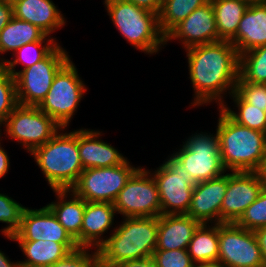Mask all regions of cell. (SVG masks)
<instances>
[{"instance_id":"1","label":"cell","mask_w":266,"mask_h":267,"mask_svg":"<svg viewBox=\"0 0 266 267\" xmlns=\"http://www.w3.org/2000/svg\"><path fill=\"white\" fill-rule=\"evenodd\" d=\"M190 80L194 89L193 106L217 101L224 105L223 95H232L239 78V55L235 46L226 40L196 45L185 49Z\"/></svg>"},{"instance_id":"2","label":"cell","mask_w":266,"mask_h":267,"mask_svg":"<svg viewBox=\"0 0 266 267\" xmlns=\"http://www.w3.org/2000/svg\"><path fill=\"white\" fill-rule=\"evenodd\" d=\"M217 135L221 161L231 172H259L266 158V133L235 122L219 107Z\"/></svg>"},{"instance_id":"3","label":"cell","mask_w":266,"mask_h":267,"mask_svg":"<svg viewBox=\"0 0 266 267\" xmlns=\"http://www.w3.org/2000/svg\"><path fill=\"white\" fill-rule=\"evenodd\" d=\"M158 217H125L97 249L100 266L152 257L157 246Z\"/></svg>"},{"instance_id":"4","label":"cell","mask_w":266,"mask_h":267,"mask_svg":"<svg viewBox=\"0 0 266 267\" xmlns=\"http://www.w3.org/2000/svg\"><path fill=\"white\" fill-rule=\"evenodd\" d=\"M31 155L53 190H70L84 170L78 150V130L57 132Z\"/></svg>"},{"instance_id":"5","label":"cell","mask_w":266,"mask_h":267,"mask_svg":"<svg viewBox=\"0 0 266 267\" xmlns=\"http://www.w3.org/2000/svg\"><path fill=\"white\" fill-rule=\"evenodd\" d=\"M104 4L115 27L135 49L156 54L166 44L158 14L126 0H104Z\"/></svg>"},{"instance_id":"6","label":"cell","mask_w":266,"mask_h":267,"mask_svg":"<svg viewBox=\"0 0 266 267\" xmlns=\"http://www.w3.org/2000/svg\"><path fill=\"white\" fill-rule=\"evenodd\" d=\"M71 59L57 72L42 102L37 106L61 128H66L87 88Z\"/></svg>"},{"instance_id":"7","label":"cell","mask_w":266,"mask_h":267,"mask_svg":"<svg viewBox=\"0 0 266 267\" xmlns=\"http://www.w3.org/2000/svg\"><path fill=\"white\" fill-rule=\"evenodd\" d=\"M183 144L182 148L172 156L186 168L196 183L225 174L217 132L215 135L195 133Z\"/></svg>"},{"instance_id":"8","label":"cell","mask_w":266,"mask_h":267,"mask_svg":"<svg viewBox=\"0 0 266 267\" xmlns=\"http://www.w3.org/2000/svg\"><path fill=\"white\" fill-rule=\"evenodd\" d=\"M59 44L41 61L16 72L19 105L38 106L49 92L57 72L70 60Z\"/></svg>"},{"instance_id":"9","label":"cell","mask_w":266,"mask_h":267,"mask_svg":"<svg viewBox=\"0 0 266 267\" xmlns=\"http://www.w3.org/2000/svg\"><path fill=\"white\" fill-rule=\"evenodd\" d=\"M138 169L131 166L128 160L113 167L84 169L70 190L86 202L114 203L121 189Z\"/></svg>"},{"instance_id":"10","label":"cell","mask_w":266,"mask_h":267,"mask_svg":"<svg viewBox=\"0 0 266 267\" xmlns=\"http://www.w3.org/2000/svg\"><path fill=\"white\" fill-rule=\"evenodd\" d=\"M158 187L161 214H187L197 184L173 156L151 173Z\"/></svg>"},{"instance_id":"11","label":"cell","mask_w":266,"mask_h":267,"mask_svg":"<svg viewBox=\"0 0 266 267\" xmlns=\"http://www.w3.org/2000/svg\"><path fill=\"white\" fill-rule=\"evenodd\" d=\"M6 134L23 145L27 152L44 145L59 130L64 131L37 106L18 105L4 121Z\"/></svg>"},{"instance_id":"12","label":"cell","mask_w":266,"mask_h":267,"mask_svg":"<svg viewBox=\"0 0 266 267\" xmlns=\"http://www.w3.org/2000/svg\"><path fill=\"white\" fill-rule=\"evenodd\" d=\"M124 217H159L161 202L151 171L139 168L127 181L113 203Z\"/></svg>"},{"instance_id":"13","label":"cell","mask_w":266,"mask_h":267,"mask_svg":"<svg viewBox=\"0 0 266 267\" xmlns=\"http://www.w3.org/2000/svg\"><path fill=\"white\" fill-rule=\"evenodd\" d=\"M218 261L226 267H262L261 248L254 231L236 223H219Z\"/></svg>"},{"instance_id":"14","label":"cell","mask_w":266,"mask_h":267,"mask_svg":"<svg viewBox=\"0 0 266 267\" xmlns=\"http://www.w3.org/2000/svg\"><path fill=\"white\" fill-rule=\"evenodd\" d=\"M264 184L259 172L227 173V191L221 205V223H236L259 196Z\"/></svg>"},{"instance_id":"15","label":"cell","mask_w":266,"mask_h":267,"mask_svg":"<svg viewBox=\"0 0 266 267\" xmlns=\"http://www.w3.org/2000/svg\"><path fill=\"white\" fill-rule=\"evenodd\" d=\"M8 239L12 241L51 240L56 243H76L47 205L40 209L25 207L20 228Z\"/></svg>"},{"instance_id":"16","label":"cell","mask_w":266,"mask_h":267,"mask_svg":"<svg viewBox=\"0 0 266 267\" xmlns=\"http://www.w3.org/2000/svg\"><path fill=\"white\" fill-rule=\"evenodd\" d=\"M166 44L169 40L180 39L187 49L196 45L218 41L215 14L212 3L209 0L206 4L195 9L186 19L178 24L166 37Z\"/></svg>"},{"instance_id":"17","label":"cell","mask_w":266,"mask_h":267,"mask_svg":"<svg viewBox=\"0 0 266 267\" xmlns=\"http://www.w3.org/2000/svg\"><path fill=\"white\" fill-rule=\"evenodd\" d=\"M227 191V174L198 182L193 189L192 199L186 215L201 224L221 223V205Z\"/></svg>"},{"instance_id":"18","label":"cell","mask_w":266,"mask_h":267,"mask_svg":"<svg viewBox=\"0 0 266 267\" xmlns=\"http://www.w3.org/2000/svg\"><path fill=\"white\" fill-rule=\"evenodd\" d=\"M238 55L266 45V0L251 2L239 23L237 34L230 40Z\"/></svg>"},{"instance_id":"19","label":"cell","mask_w":266,"mask_h":267,"mask_svg":"<svg viewBox=\"0 0 266 267\" xmlns=\"http://www.w3.org/2000/svg\"><path fill=\"white\" fill-rule=\"evenodd\" d=\"M100 135V131L78 130V150L83 169L113 167L127 160L111 144L99 140Z\"/></svg>"},{"instance_id":"20","label":"cell","mask_w":266,"mask_h":267,"mask_svg":"<svg viewBox=\"0 0 266 267\" xmlns=\"http://www.w3.org/2000/svg\"><path fill=\"white\" fill-rule=\"evenodd\" d=\"M200 222L186 214H161L158 217L155 250L187 249Z\"/></svg>"},{"instance_id":"21","label":"cell","mask_w":266,"mask_h":267,"mask_svg":"<svg viewBox=\"0 0 266 267\" xmlns=\"http://www.w3.org/2000/svg\"><path fill=\"white\" fill-rule=\"evenodd\" d=\"M116 209L110 202H86L80 232V247L98 249L104 242L101 235L114 224Z\"/></svg>"},{"instance_id":"22","label":"cell","mask_w":266,"mask_h":267,"mask_svg":"<svg viewBox=\"0 0 266 267\" xmlns=\"http://www.w3.org/2000/svg\"><path fill=\"white\" fill-rule=\"evenodd\" d=\"M12 5L14 17L37 26L46 35L66 23L52 0H16Z\"/></svg>"},{"instance_id":"23","label":"cell","mask_w":266,"mask_h":267,"mask_svg":"<svg viewBox=\"0 0 266 267\" xmlns=\"http://www.w3.org/2000/svg\"><path fill=\"white\" fill-rule=\"evenodd\" d=\"M53 191L55 192L58 201L49 203L47 206L52 210L60 224L66 229L80 247V232L83 224L85 200L78 197L71 190ZM68 193L71 195L70 198L72 199L67 200Z\"/></svg>"},{"instance_id":"24","label":"cell","mask_w":266,"mask_h":267,"mask_svg":"<svg viewBox=\"0 0 266 267\" xmlns=\"http://www.w3.org/2000/svg\"><path fill=\"white\" fill-rule=\"evenodd\" d=\"M24 255V261H18L20 267H47L77 249V243H56L51 240L17 241Z\"/></svg>"},{"instance_id":"25","label":"cell","mask_w":266,"mask_h":267,"mask_svg":"<svg viewBox=\"0 0 266 267\" xmlns=\"http://www.w3.org/2000/svg\"><path fill=\"white\" fill-rule=\"evenodd\" d=\"M215 14L218 41H230L251 2L247 0H210Z\"/></svg>"},{"instance_id":"26","label":"cell","mask_w":266,"mask_h":267,"mask_svg":"<svg viewBox=\"0 0 266 267\" xmlns=\"http://www.w3.org/2000/svg\"><path fill=\"white\" fill-rule=\"evenodd\" d=\"M213 225L201 224L189 242L187 250L194 264L218 261L219 224Z\"/></svg>"},{"instance_id":"27","label":"cell","mask_w":266,"mask_h":267,"mask_svg":"<svg viewBox=\"0 0 266 267\" xmlns=\"http://www.w3.org/2000/svg\"><path fill=\"white\" fill-rule=\"evenodd\" d=\"M45 35L37 26L13 16L0 32V53L15 52L23 45L40 41Z\"/></svg>"},{"instance_id":"28","label":"cell","mask_w":266,"mask_h":267,"mask_svg":"<svg viewBox=\"0 0 266 267\" xmlns=\"http://www.w3.org/2000/svg\"><path fill=\"white\" fill-rule=\"evenodd\" d=\"M47 37L50 36L45 35L40 41L23 45L14 52L13 57L16 56L15 59L5 60L4 58H1L0 64H2L5 69L15 77L17 72L15 68L18 63L23 64V69L29 68L44 59L58 45L55 38ZM42 43H44L43 46Z\"/></svg>"},{"instance_id":"29","label":"cell","mask_w":266,"mask_h":267,"mask_svg":"<svg viewBox=\"0 0 266 267\" xmlns=\"http://www.w3.org/2000/svg\"><path fill=\"white\" fill-rule=\"evenodd\" d=\"M209 0H163L158 15L159 27L166 37L178 24L186 19L195 9Z\"/></svg>"},{"instance_id":"30","label":"cell","mask_w":266,"mask_h":267,"mask_svg":"<svg viewBox=\"0 0 266 267\" xmlns=\"http://www.w3.org/2000/svg\"><path fill=\"white\" fill-rule=\"evenodd\" d=\"M238 80L266 83V45L251 49L239 56Z\"/></svg>"},{"instance_id":"31","label":"cell","mask_w":266,"mask_h":267,"mask_svg":"<svg viewBox=\"0 0 266 267\" xmlns=\"http://www.w3.org/2000/svg\"><path fill=\"white\" fill-rule=\"evenodd\" d=\"M231 96L239 112H234L225 104L221 108L238 124L266 133V112L248 104L236 91Z\"/></svg>"},{"instance_id":"32","label":"cell","mask_w":266,"mask_h":267,"mask_svg":"<svg viewBox=\"0 0 266 267\" xmlns=\"http://www.w3.org/2000/svg\"><path fill=\"white\" fill-rule=\"evenodd\" d=\"M18 105L15 77L0 64V119L5 121Z\"/></svg>"},{"instance_id":"33","label":"cell","mask_w":266,"mask_h":267,"mask_svg":"<svg viewBox=\"0 0 266 267\" xmlns=\"http://www.w3.org/2000/svg\"><path fill=\"white\" fill-rule=\"evenodd\" d=\"M24 206L13 200L8 195L0 193V222L8 225L2 229L5 237H12L21 225V217Z\"/></svg>"},{"instance_id":"34","label":"cell","mask_w":266,"mask_h":267,"mask_svg":"<svg viewBox=\"0 0 266 267\" xmlns=\"http://www.w3.org/2000/svg\"><path fill=\"white\" fill-rule=\"evenodd\" d=\"M236 224L249 231L266 227V187L264 186L257 199L244 211Z\"/></svg>"},{"instance_id":"35","label":"cell","mask_w":266,"mask_h":267,"mask_svg":"<svg viewBox=\"0 0 266 267\" xmlns=\"http://www.w3.org/2000/svg\"><path fill=\"white\" fill-rule=\"evenodd\" d=\"M89 247H78L70 251L65 257L47 267H99L100 260L98 250L89 252Z\"/></svg>"},{"instance_id":"36","label":"cell","mask_w":266,"mask_h":267,"mask_svg":"<svg viewBox=\"0 0 266 267\" xmlns=\"http://www.w3.org/2000/svg\"><path fill=\"white\" fill-rule=\"evenodd\" d=\"M152 259L156 267H193L187 249L155 250Z\"/></svg>"},{"instance_id":"37","label":"cell","mask_w":266,"mask_h":267,"mask_svg":"<svg viewBox=\"0 0 266 267\" xmlns=\"http://www.w3.org/2000/svg\"><path fill=\"white\" fill-rule=\"evenodd\" d=\"M235 91L248 104L266 112V83H249L238 80Z\"/></svg>"},{"instance_id":"38","label":"cell","mask_w":266,"mask_h":267,"mask_svg":"<svg viewBox=\"0 0 266 267\" xmlns=\"http://www.w3.org/2000/svg\"><path fill=\"white\" fill-rule=\"evenodd\" d=\"M13 17V5L10 2L0 1V32Z\"/></svg>"},{"instance_id":"39","label":"cell","mask_w":266,"mask_h":267,"mask_svg":"<svg viewBox=\"0 0 266 267\" xmlns=\"http://www.w3.org/2000/svg\"><path fill=\"white\" fill-rule=\"evenodd\" d=\"M155 14L160 13L163 0H126Z\"/></svg>"},{"instance_id":"40","label":"cell","mask_w":266,"mask_h":267,"mask_svg":"<svg viewBox=\"0 0 266 267\" xmlns=\"http://www.w3.org/2000/svg\"><path fill=\"white\" fill-rule=\"evenodd\" d=\"M114 267H156L152 257L122 262Z\"/></svg>"},{"instance_id":"41","label":"cell","mask_w":266,"mask_h":267,"mask_svg":"<svg viewBox=\"0 0 266 267\" xmlns=\"http://www.w3.org/2000/svg\"><path fill=\"white\" fill-rule=\"evenodd\" d=\"M254 233L261 248L263 262L266 264V227L259 228Z\"/></svg>"},{"instance_id":"42","label":"cell","mask_w":266,"mask_h":267,"mask_svg":"<svg viewBox=\"0 0 266 267\" xmlns=\"http://www.w3.org/2000/svg\"><path fill=\"white\" fill-rule=\"evenodd\" d=\"M9 166H10L9 157L4 148L1 147L0 143V178L5 176V174L8 172Z\"/></svg>"},{"instance_id":"43","label":"cell","mask_w":266,"mask_h":267,"mask_svg":"<svg viewBox=\"0 0 266 267\" xmlns=\"http://www.w3.org/2000/svg\"><path fill=\"white\" fill-rule=\"evenodd\" d=\"M0 267H20V263L9 261V258L0 250Z\"/></svg>"},{"instance_id":"44","label":"cell","mask_w":266,"mask_h":267,"mask_svg":"<svg viewBox=\"0 0 266 267\" xmlns=\"http://www.w3.org/2000/svg\"><path fill=\"white\" fill-rule=\"evenodd\" d=\"M193 267H226L220 261L195 263Z\"/></svg>"},{"instance_id":"45","label":"cell","mask_w":266,"mask_h":267,"mask_svg":"<svg viewBox=\"0 0 266 267\" xmlns=\"http://www.w3.org/2000/svg\"><path fill=\"white\" fill-rule=\"evenodd\" d=\"M259 174L262 178V182H263L264 186L266 187V158L263 161L261 169L259 170Z\"/></svg>"},{"instance_id":"46","label":"cell","mask_w":266,"mask_h":267,"mask_svg":"<svg viewBox=\"0 0 266 267\" xmlns=\"http://www.w3.org/2000/svg\"><path fill=\"white\" fill-rule=\"evenodd\" d=\"M1 125H4V121L0 119V126H1ZM0 130H1V129H0ZM0 132H1V131H0ZM0 134H1V133H0ZM0 138H1V135H0ZM0 141H1V139H0Z\"/></svg>"},{"instance_id":"47","label":"cell","mask_w":266,"mask_h":267,"mask_svg":"<svg viewBox=\"0 0 266 267\" xmlns=\"http://www.w3.org/2000/svg\"><path fill=\"white\" fill-rule=\"evenodd\" d=\"M0 1H6V2L13 3V2L16 1V0H0Z\"/></svg>"},{"instance_id":"48","label":"cell","mask_w":266,"mask_h":267,"mask_svg":"<svg viewBox=\"0 0 266 267\" xmlns=\"http://www.w3.org/2000/svg\"><path fill=\"white\" fill-rule=\"evenodd\" d=\"M247 1H249V2H255V1H258V0H247Z\"/></svg>"}]
</instances>
